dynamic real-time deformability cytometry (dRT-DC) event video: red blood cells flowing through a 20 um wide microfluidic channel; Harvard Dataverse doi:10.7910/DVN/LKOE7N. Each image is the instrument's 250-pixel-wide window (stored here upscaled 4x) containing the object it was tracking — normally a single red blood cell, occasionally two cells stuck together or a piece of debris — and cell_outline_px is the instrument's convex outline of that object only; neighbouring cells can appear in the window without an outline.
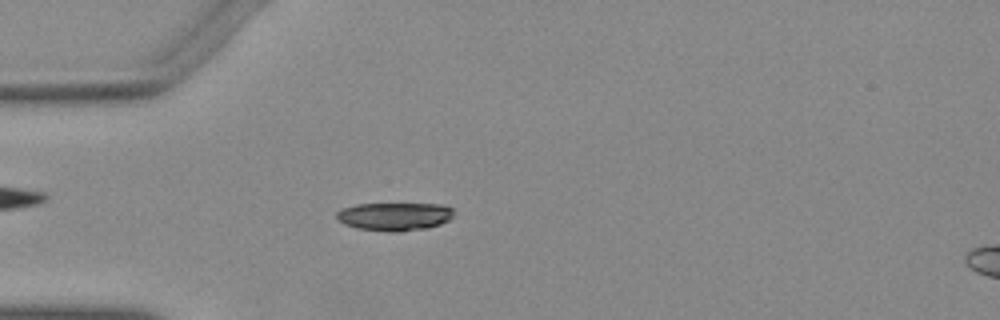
{"species": "Egyptian fruit bat (a non-hibernating species)", "species_latin": "Rousettus aegyptiacus", "temperature_condition": "warm", "stored_images_in_passage": 50, "camera_frame_rate_fps": 3000, "um_per_image_px": 0.085, "animal": {"sex": "female"}, "frame": {"image": 1, "passage_image": 13, "time_ms": 4.0, "image_size_px": [1000, 320], "cell_outline_px": [[452, 216], [448, 220], [440, 224], [428, 228], [396, 232], [388, 232], [356, 228], [344, 224], [336, 216], [336, 212], [340, 208], [356, 204], [444, 204], [452, 208]], "centroid_in_image_um": [33.51, 18.4], "position_along_channel_um": 51.5, "area_um2": 19.31}}
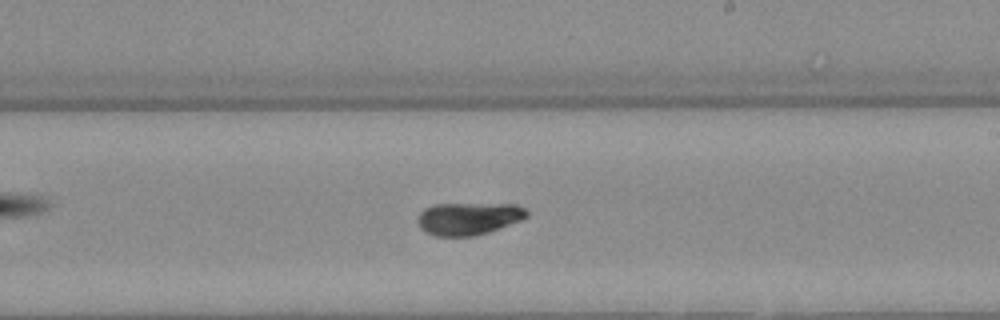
{"frame": {"image": 2, "passage_image": 29, "time_ms": 9.333, "image_size_px": [1000, 320], "cell_outline_px": [[528, 216], [520, 220], [500, 228], [476, 236], [432, 236], [420, 228], [416, 220], [420, 212], [424, 208], [436, 204], [516, 204], [524, 208], [528, 212]], "centroid_in_image_um": [39.79, 18.58], "position_along_channel_um": 249.2, "area_um2": 20.75}}
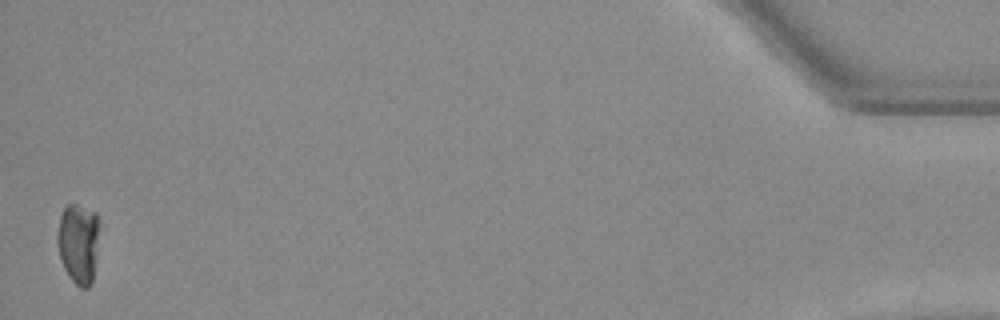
{"frame": {"image": 3, "passage_image": 50, "time_ms": 16.333, "image_size_px": [1000, 320], "cell_outline_px": [[100, 224], [92, 284], [88, 288], [80, 288], [72, 280], [64, 268], [60, 260], [56, 240], [56, 236], [60, 216], [64, 208], [68, 204], [76, 204], [96, 212], [100, 220]], "centroid_in_image_um": [6.66, 20.66], "position_along_channel_um": 428.5, "area_um2": 20.0}}